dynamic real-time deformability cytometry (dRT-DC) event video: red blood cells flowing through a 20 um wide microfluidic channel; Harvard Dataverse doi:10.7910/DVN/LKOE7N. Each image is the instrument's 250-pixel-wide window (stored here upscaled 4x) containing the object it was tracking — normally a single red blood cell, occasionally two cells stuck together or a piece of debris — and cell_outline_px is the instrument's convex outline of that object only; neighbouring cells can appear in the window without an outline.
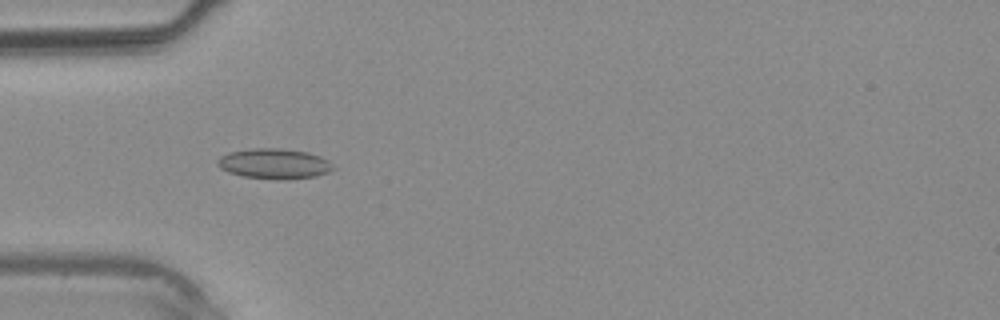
{"species": "common noctule bat (a hibernating species)", "species_latin": "Nyctalus noctula", "temperature_condition": "warm", "stored_images_in_passage": 38, "camera_frame_rate_fps": 3000, "um_per_image_px": 0.085, "animal": {"sex": "male", "body_mass_g": 20.4}, "frame": {"image": 1, "passage_image": 12, "time_ms": 3.667, "image_size_px": [1000, 320], "cell_outline_px": [[336, 168], [328, 172], [316, 176], [284, 180], [276, 180], [244, 176], [228, 172], [220, 168], [216, 164], [216, 160], [220, 156], [228, 152], [252, 148], [280, 148], [308, 152], [320, 156], [328, 160]], "centroid_in_image_um": [23.3, 13.91], "position_along_channel_um": 61.7, "area_um2": 20.63}}
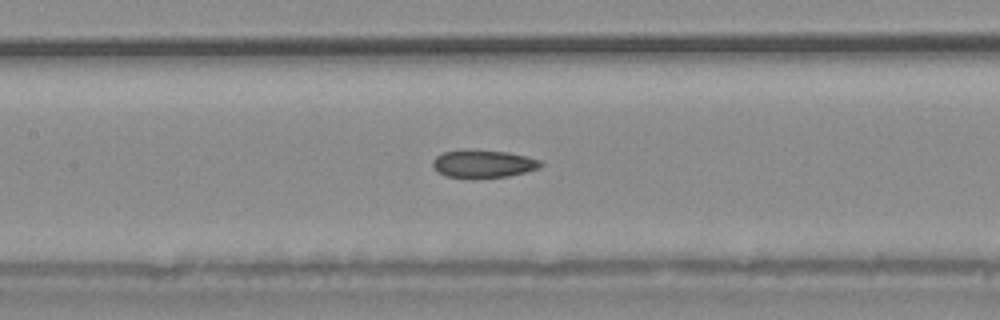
{"frame": {"image": 2, "passage_image": 18, "time_ms": 5.667, "image_size_px": [1000, 320], "cell_outline_px": [[544, 164], [540, 168], [508, 176], [472, 180], [448, 176], [440, 172], [432, 164], [432, 160], [436, 156], [444, 152], [508, 152], [528, 156], [540, 160]], "centroid_in_image_um": [41.14, 13.98], "position_along_channel_um": 166.3, "area_um2": 17.11}}
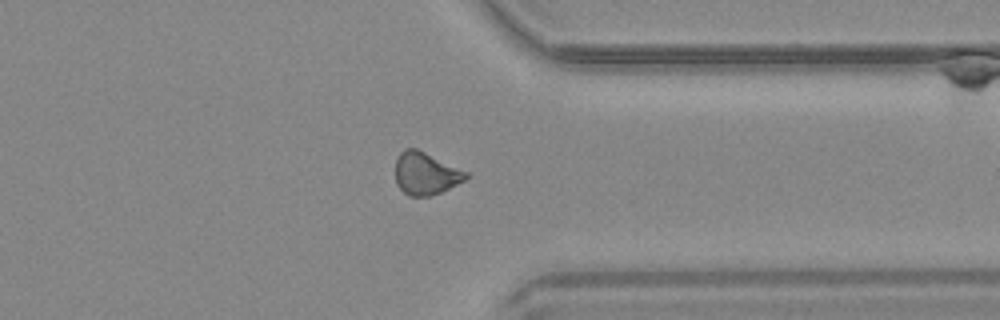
{"frame": {"image": 3, "passage_image": 30, "time_ms": 9.667, "image_size_px": [1000, 320], "cell_outline_px": [[468, 176], [464, 180], [440, 192], [428, 196], [408, 196], [396, 184], [396, 160], [400, 152], [404, 148], [416, 148], [468, 172]], "centroid_in_image_um": [36.15, 14.74], "position_along_channel_um": 375.2, "area_um2": 17.22}}